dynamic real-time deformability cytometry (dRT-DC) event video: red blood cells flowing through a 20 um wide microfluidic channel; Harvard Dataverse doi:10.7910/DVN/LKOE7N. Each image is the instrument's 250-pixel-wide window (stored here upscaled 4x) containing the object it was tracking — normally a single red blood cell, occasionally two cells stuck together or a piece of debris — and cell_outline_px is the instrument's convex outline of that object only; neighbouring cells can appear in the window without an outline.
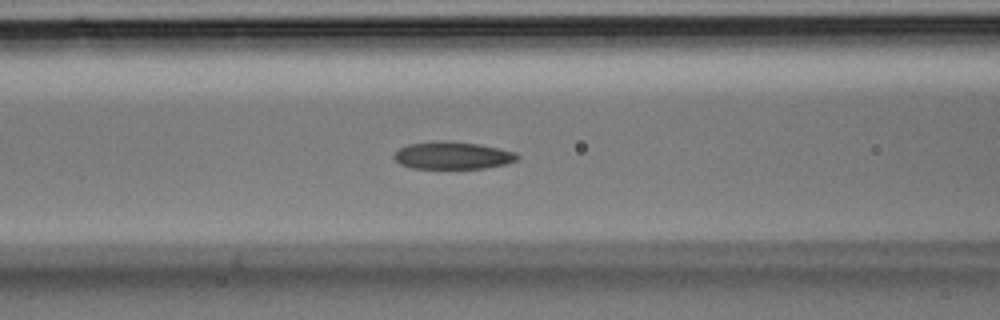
{"species": "Egyptian fruit bat (a non-hibernating species)", "species_latin": "Rousettus aegyptiacus", "temperature_condition": "room temperature", "stored_images_in_passage": 32, "camera_frame_rate_fps": 3000, "um_per_image_px": 0.085, "animal": {"sex": "male"}, "frame": {"image": 1, "passage_image": 10, "time_ms": 3.0, "image_size_px": [1000, 320], "cell_outline_px": [[520, 156], [516, 160], [504, 164], [484, 168], [412, 168], [400, 164], [392, 156], [400, 148], [408, 144], [436, 140], [444, 140], [480, 144], [500, 148], [516, 152]], "centroid_in_image_um": [38.47, 13.2], "position_along_channel_um": 128.1, "area_um2": 19.77}}
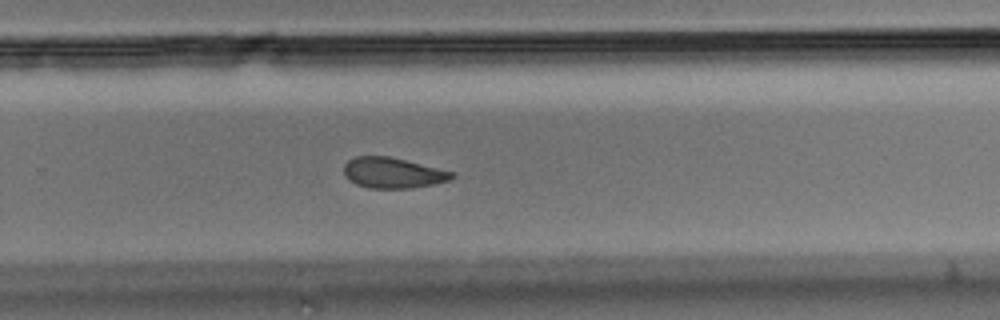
{"frame": {"image": 2, "passage_image": 19, "time_ms": 6.0, "image_size_px": [1000, 320], "cell_outline_px": [[456, 176], [452, 180], [412, 188], [368, 188], [356, 184], [348, 180], [344, 176], [344, 164], [348, 160], [356, 156], [388, 156], [456, 172]], "centroid_in_image_um": [33.4, 14.69], "position_along_channel_um": 296.4, "area_um2": 19.42}}
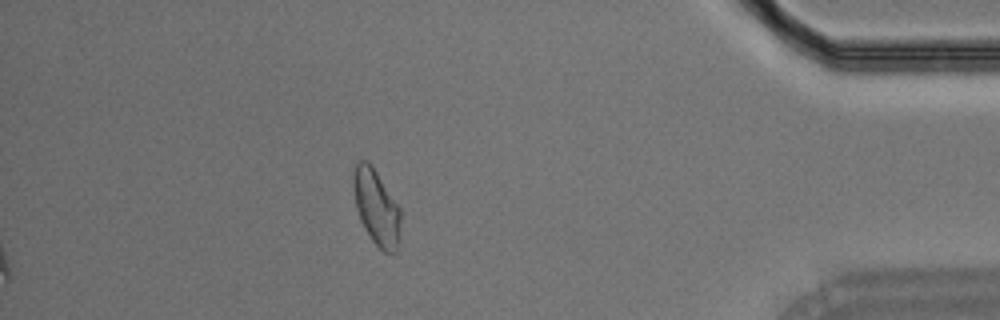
{"frame": {"image": 3, "passage_image": 27, "time_ms": 8.667, "image_size_px": [1000, 320], "cell_outline_px": [[400, 240], [396, 252], [384, 252], [372, 240], [364, 228], [360, 220], [356, 208], [352, 184], [352, 176], [356, 160], [368, 160], [372, 164], [400, 208]], "centroid_in_image_um": [31.98, 17.58], "position_along_channel_um": 403.2, "area_um2": 21.1}}